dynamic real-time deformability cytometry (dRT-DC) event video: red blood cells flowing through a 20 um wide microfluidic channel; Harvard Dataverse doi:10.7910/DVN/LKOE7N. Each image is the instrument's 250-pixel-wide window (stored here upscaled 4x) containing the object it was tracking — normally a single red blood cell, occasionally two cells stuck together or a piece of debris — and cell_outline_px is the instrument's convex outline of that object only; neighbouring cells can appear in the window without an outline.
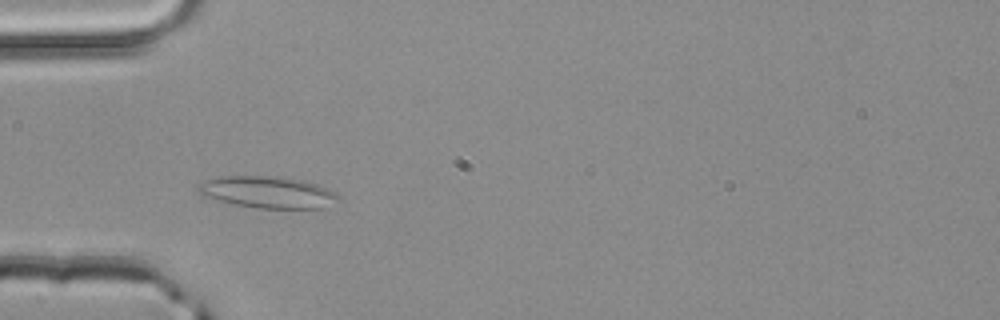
{"species": "common noctule bat (a hibernating species)", "species_latin": "Nyctalus noctula", "temperature_condition": "room temperature", "stored_images_in_passage": 46, "camera_frame_rate_fps": 3000, "um_per_image_px": 0.085, "animal": {"sex": "male", "body_mass_g": 20.4}, "frame": {"image": 1, "passage_image": 10, "time_ms": 3.0, "image_size_px": [1000, 320], "cell_outline_px": [[340, 196], [328, 208], [256, 208], [236, 204], [204, 196], [196, 188], [196, 184], [220, 176], [276, 176], [300, 180], [316, 184], [328, 188], [336, 192]], "centroid_in_image_um": [22.78, 16.33], "position_along_channel_um": 62.2, "area_um2": 25.78}}
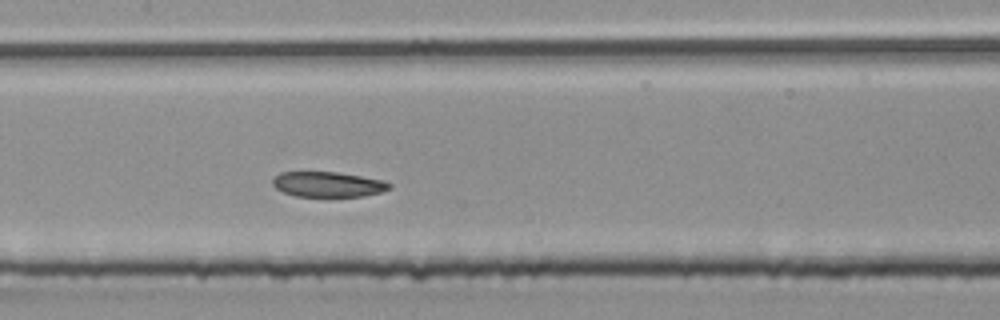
{"frame": {"image": 2, "passage_image": 19, "time_ms": 6.0, "image_size_px": [1000, 320], "cell_outline_px": [[392, 188], [380, 192], [364, 196], [328, 200], [296, 196], [284, 192], [276, 188], [272, 184], [272, 180], [280, 172], [336, 172], [384, 180], [392, 184]], "centroid_in_image_um": [27.9, 15.73], "position_along_channel_um": 179.5, "area_um2": 18.03}}
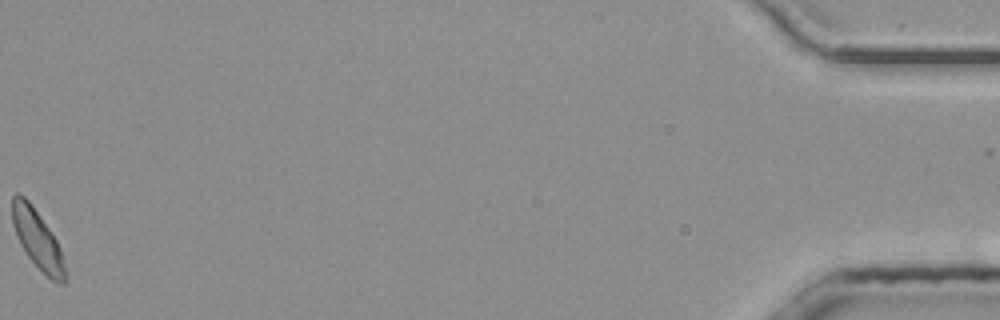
{"frame": {"image": 3, "passage_image": 46, "time_ms": 15.0, "image_size_px": [1000, 320], "cell_outline_px": [[64, 284], [60, 284], [52, 280], [28, 256], [20, 244], [16, 236], [12, 224], [12, 196], [16, 192], [24, 196], [28, 200], [48, 228], [56, 240], [60, 248], [64, 264]], "centroid_in_image_um": [3.14, 20.3], "position_along_channel_um": 432.1, "area_um2": 17.57}}